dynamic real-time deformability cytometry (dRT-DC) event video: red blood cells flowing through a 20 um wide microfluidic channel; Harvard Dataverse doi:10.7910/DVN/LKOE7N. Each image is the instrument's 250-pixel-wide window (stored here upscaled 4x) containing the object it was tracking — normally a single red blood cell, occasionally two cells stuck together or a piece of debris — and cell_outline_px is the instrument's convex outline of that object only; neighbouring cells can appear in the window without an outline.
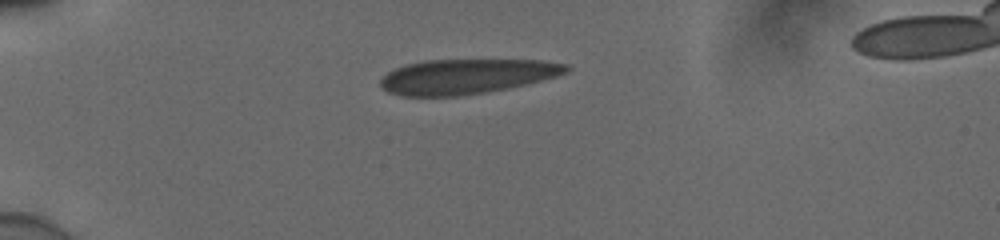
{"species": "human", "species_latin": "Homo sapiens", "temperature_condition": "cold", "stored_images_in_passage": 7, "camera_frame_rate_fps": 3000, "um_per_image_px": 0.085, "donor": {"sex": "male"}, "frame": {"image": 1, "passage_image": 1, "time_ms": 0.0, "image_size_px": [1000, 240], "cell_outline_px": [[572, 68], [568, 72], [556, 76], [508, 88], [484, 92], [456, 96], [400, 96], [388, 92], [380, 88], [380, 80], [388, 72], [396, 68], [408, 64], [424, 60], [540, 60], [568, 64]], "centroid_in_image_um": [39.64, 6.49], "position_along_channel_um": 45.4, "area_um2": 37.63}}
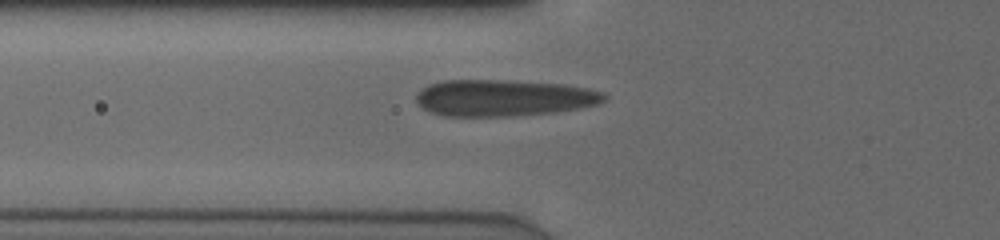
{"frame": {"image": 2, "passage_image": 6, "time_ms": 1.667, "image_size_px": [1000, 240], "cell_outline_px": [[608, 96], [604, 100], [596, 104], [580, 108], [552, 112], [512, 116], [444, 116], [432, 112], [424, 108], [416, 100], [416, 96], [428, 84], [444, 80], [508, 80], [564, 84], [588, 88], [604, 92]], "centroid_in_image_um": [42.84, 8.31], "position_along_channel_um": 83.0, "area_um2": 39.94}}